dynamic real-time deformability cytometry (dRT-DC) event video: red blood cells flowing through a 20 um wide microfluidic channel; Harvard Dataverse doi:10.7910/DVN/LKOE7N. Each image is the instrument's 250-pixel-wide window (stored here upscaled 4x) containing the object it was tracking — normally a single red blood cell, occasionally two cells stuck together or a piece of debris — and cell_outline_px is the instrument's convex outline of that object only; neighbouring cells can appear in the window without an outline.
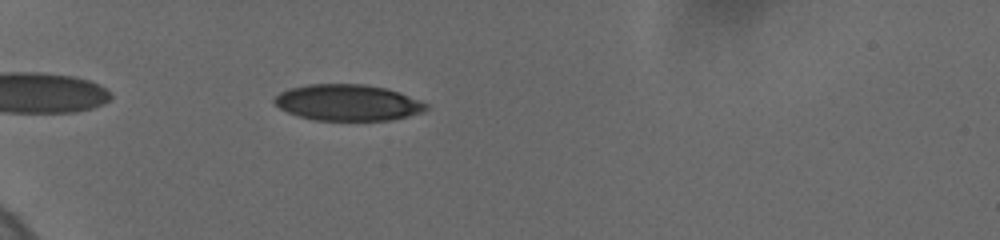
{"species": "human", "species_latin": "Homo sapiens", "temperature_condition": "cold", "stored_images_in_passage": 34, "camera_frame_rate_fps": 3000, "um_per_image_px": 0.085, "donor": {"sex": "female"}, "frame": {"image": 1, "passage_image": 6, "time_ms": 1.333, "image_size_px": [1000, 240], "cell_outline_px": [[428, 108], [420, 112], [408, 116], [388, 120], [312, 120], [288, 112], [280, 108], [272, 100], [280, 92], [288, 88], [308, 84], [364, 84], [384, 88], [400, 92], [420, 100], [428, 104]], "centroid_in_image_um": [29.54, 8.71], "position_along_channel_um": 55.5, "area_um2": 31.91}}
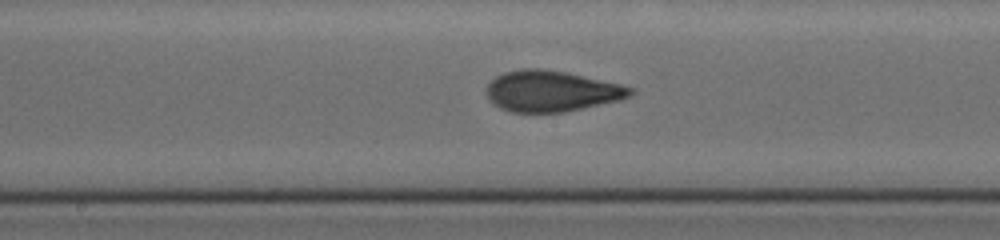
{"frame": {"image": 2, "passage_image": 22, "time_ms": 6.0, "image_size_px": [1000, 240], "cell_outline_px": [[632, 96], [620, 100], [564, 112], [512, 112], [500, 108], [488, 100], [488, 84], [496, 76], [504, 72], [520, 68], [540, 68], [568, 72], [620, 84], [632, 88]], "centroid_in_image_um": [46.87, 7.74], "position_along_channel_um": 201.3, "area_um2": 34.28}}
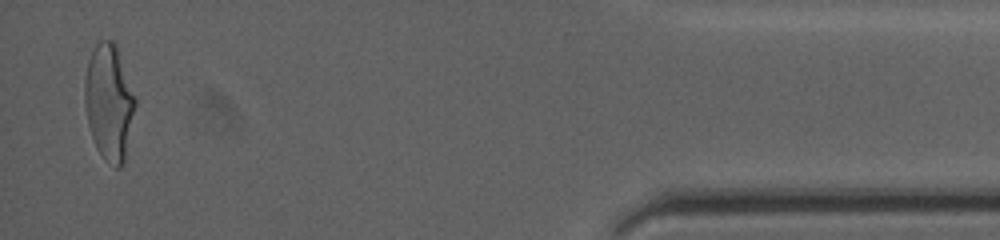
{"frame": {"image": 3, "passage_image": 34, "time_ms": 13.667, "image_size_px": [1000, 240], "cell_outline_px": [[136, 104], [124, 164], [120, 168], [116, 168], [104, 160], [96, 148], [88, 124], [84, 104], [84, 80], [88, 60], [96, 44], [100, 40], [112, 40], [116, 44], [136, 96]], "centroid_in_image_um": [9.27, 8.7], "position_along_channel_um": 425.9, "area_um2": 34.51}, "authors_computed_cell_mechanics": {"area_um2": 33.7552, "velocity_mm_per_s": 3.7131, "shape_relaxation_time_tau1_ms": 4.5292, "shape_relaxation_time_tau2_ms": 1.1846, "deformation_change_tau1": 0.1723, "deformation_change_tau2": 0.0682}}